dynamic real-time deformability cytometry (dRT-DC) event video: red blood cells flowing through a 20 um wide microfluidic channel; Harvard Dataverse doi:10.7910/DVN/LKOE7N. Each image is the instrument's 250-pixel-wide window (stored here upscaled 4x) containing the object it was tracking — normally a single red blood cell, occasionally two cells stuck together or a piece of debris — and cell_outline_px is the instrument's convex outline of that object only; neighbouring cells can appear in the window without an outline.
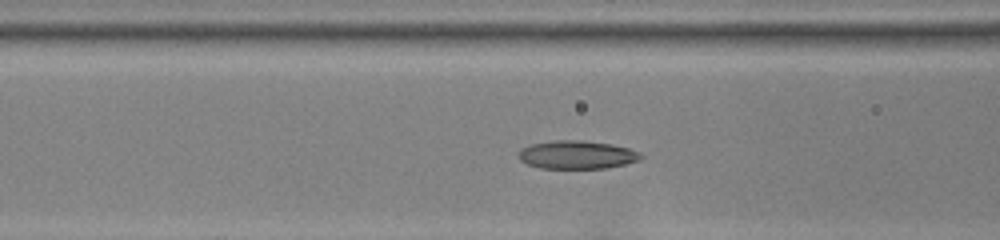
{"species": "common noctule bat (a hibernating species)", "species_latin": "Nyctalus noctula", "temperature_condition": "room temperature", "stored_images_in_passage": 36, "camera_frame_rate_fps": 3000, "um_per_image_px": 0.085, "animal": {"sex": "female", "body_mass_g": 22.0, "forearm_length_mm": 56.7}, "frame": {"image": 1, "passage_image": 6, "time_ms": 1.667, "image_size_px": [1000, 240], "cell_outline_px": [[644, 156], [640, 160], [608, 168], [540, 168], [528, 164], [520, 160], [520, 148], [528, 144], [556, 140], [580, 140], [612, 144], [628, 148], [640, 152]], "centroid_in_image_um": [49.05, 13.15], "position_along_channel_um": 117.5, "area_um2": 20.17}}
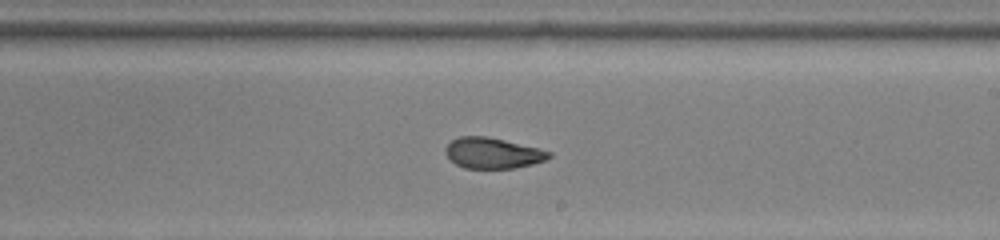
{"frame": {"image": 2, "passage_image": 16, "time_ms": 5.0, "image_size_px": [1000, 240], "cell_outline_px": [[552, 156], [544, 160], [532, 164], [516, 168], [464, 168], [456, 164], [444, 152], [444, 148], [452, 140], [460, 136], [488, 136], [540, 148], [552, 152]], "centroid_in_image_um": [41.89, 13.0], "position_along_channel_um": 247.1, "area_um2": 18.61}}
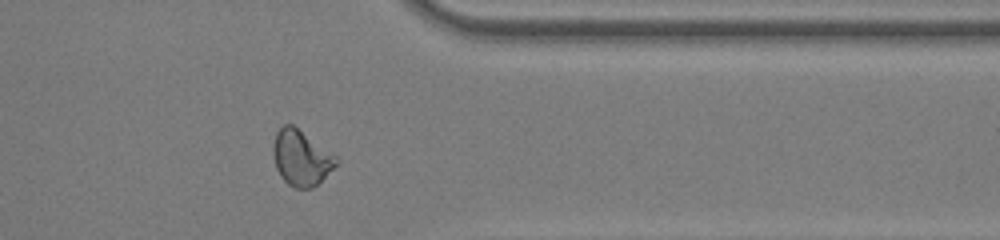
{"frame": {"image": 3, "passage_image": 27, "time_ms": 8.667, "image_size_px": [1000, 240], "cell_outline_px": [[340, 160], [312, 188], [296, 188], [288, 184], [280, 176], [276, 168], [272, 152], [272, 144], [276, 132], [284, 124], [292, 124], [336, 156]], "centroid_in_image_um": [25.55, 13.4], "position_along_channel_um": 385.9, "area_um2": 20.06}, "authors_computed_cell_mechanics": {"area_um2": 19.5075, "velocity_mm_per_s": 3.8989, "shape_relaxation_time_tau1_ms": 10.1347, "shape_relaxation_time_tau2_ms": 1.4642, "deformation_change_tau1": 0.2457, "deformation_change_tau2": 0.0679}}